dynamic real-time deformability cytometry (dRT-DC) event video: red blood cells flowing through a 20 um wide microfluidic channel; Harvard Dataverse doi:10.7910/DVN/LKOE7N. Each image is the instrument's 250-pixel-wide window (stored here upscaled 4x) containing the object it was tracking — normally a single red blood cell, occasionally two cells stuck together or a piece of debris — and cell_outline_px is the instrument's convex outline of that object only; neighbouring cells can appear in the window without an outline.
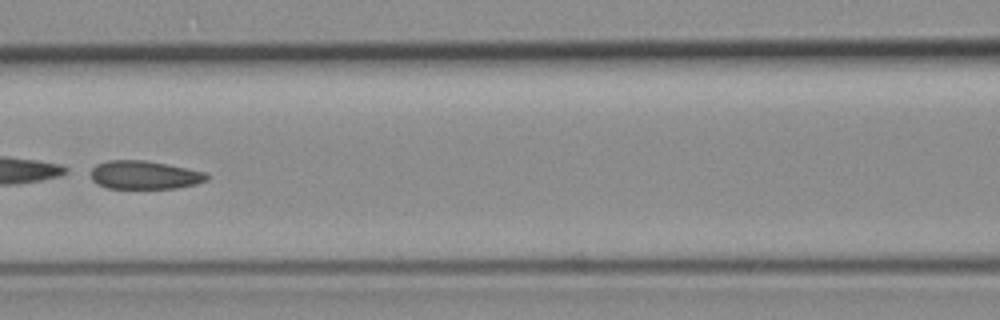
{"species": "common noctule bat (a hibernating species)", "species_latin": "Nyctalus noctula", "temperature_condition": "room temperature", "stored_images_in_passage": 7, "camera_frame_rate_fps": 3000, "um_per_image_px": 0.085, "animal": {"sex": "female", "body_mass_g": 19.3, "forearm_length_mm": 54.1}, "frame": {"image": 1, "passage_image": 7, "time_ms": 7.333, "image_size_px": [1000, 320], "cell_outline_px": [[208, 180], [196, 184], [176, 188], [108, 188], [96, 184], [92, 180], [92, 168], [96, 164], [108, 160], [144, 160], [204, 172], [208, 176]], "centroid_in_image_um": [12.24, 14.88], "position_along_channel_um": 154.4, "area_um2": 18.96}}